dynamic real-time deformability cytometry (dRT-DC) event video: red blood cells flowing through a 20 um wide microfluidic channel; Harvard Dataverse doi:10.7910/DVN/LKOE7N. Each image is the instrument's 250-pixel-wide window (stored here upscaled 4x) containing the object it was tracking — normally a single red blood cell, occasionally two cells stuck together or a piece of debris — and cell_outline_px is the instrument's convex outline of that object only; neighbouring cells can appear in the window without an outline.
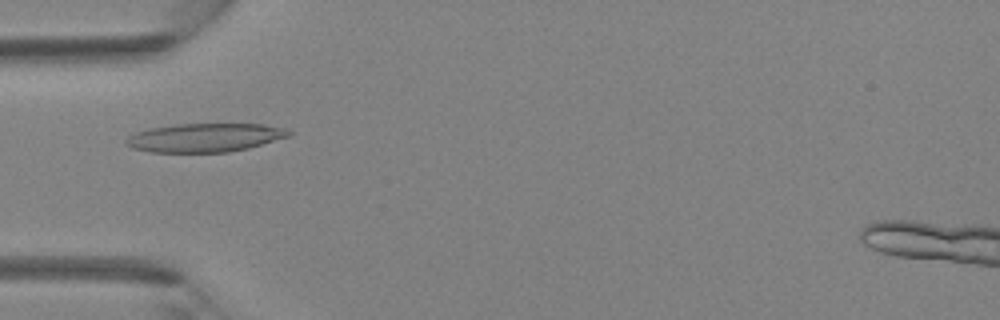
{"species": "Egyptian fruit bat (a non-hibernating species)", "species_latin": "Rousettus aegyptiacus", "temperature_condition": "room temperature", "stored_images_in_passage": 44, "camera_frame_rate_fps": 3000, "um_per_image_px": 0.085, "animal": {"sex": "female"}, "frame": {"image": 1, "passage_image": 14, "time_ms": 4.333, "image_size_px": [1000, 320], "cell_outline_px": [[292, 136], [248, 148], [228, 152], [148, 152], [132, 148], [124, 144], [124, 140], [128, 136], [136, 132], [152, 128], [176, 124], [264, 124], [288, 128], [292, 132]], "centroid_in_image_um": [17.44, 11.7], "position_along_channel_um": 67.6, "area_um2": 27.4}}
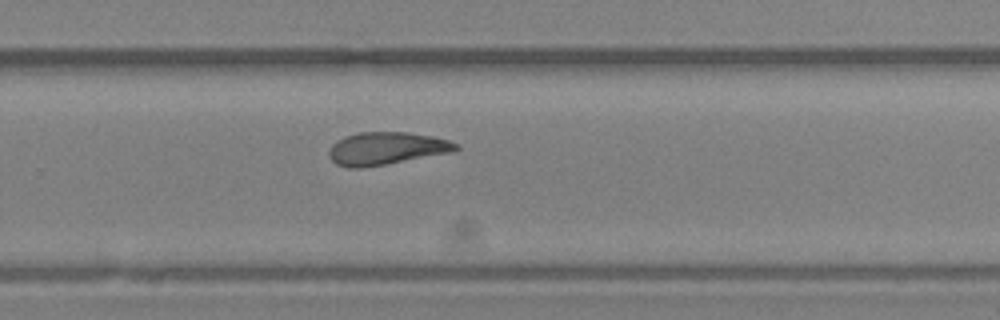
{"frame": {"image": 2, "passage_image": 29, "time_ms": 9.333, "image_size_px": [1000, 320], "cell_outline_px": [[460, 148], [452, 152], [384, 164], [360, 168], [348, 168], [336, 164], [328, 156], [328, 152], [332, 144], [336, 140], [344, 136], [360, 132], [408, 132], [432, 136], [448, 140], [460, 144]], "centroid_in_image_um": [32.82, 12.61], "position_along_channel_um": 297.0, "area_um2": 24.16}}
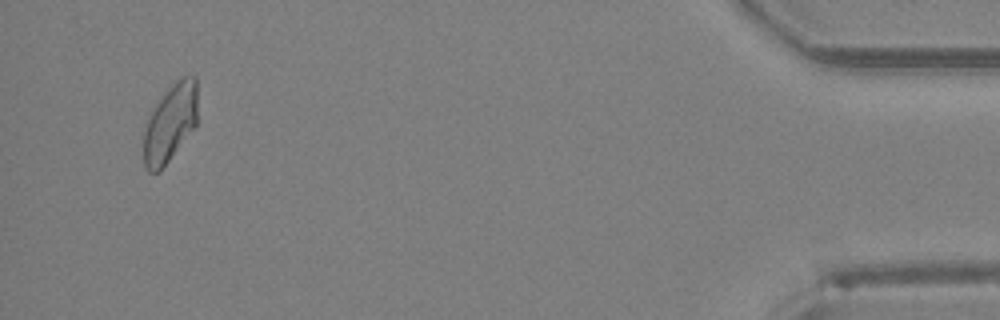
{"frame": {"image": 3, "passage_image": 42, "time_ms": 13.667, "image_size_px": [1000, 320], "cell_outline_px": [[196, 128], [160, 172], [148, 172], [144, 168], [144, 124], [148, 116], [156, 104], [168, 88], [176, 80], [184, 76], [196, 76]], "centroid_in_image_um": [14.45, 10.51], "position_along_channel_um": 420.7, "area_um2": 24.74}}